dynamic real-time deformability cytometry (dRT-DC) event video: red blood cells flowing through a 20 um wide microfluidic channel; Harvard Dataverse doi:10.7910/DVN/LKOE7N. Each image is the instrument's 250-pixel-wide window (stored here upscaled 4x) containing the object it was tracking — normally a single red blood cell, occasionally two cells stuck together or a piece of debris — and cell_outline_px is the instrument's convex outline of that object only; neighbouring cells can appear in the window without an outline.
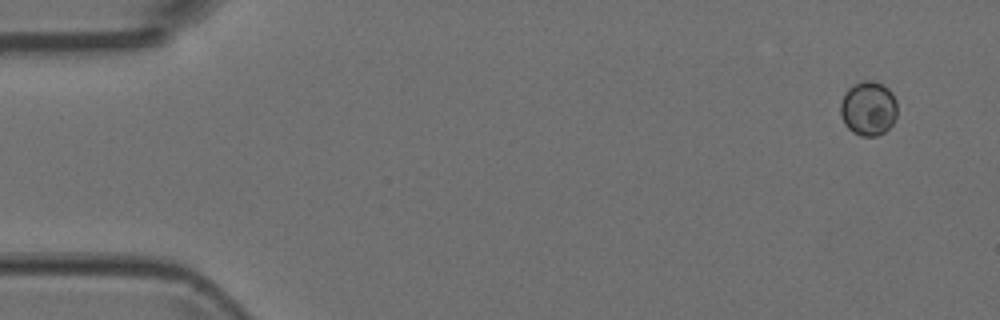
{"species": "Egyptian fruit bat (a non-hibernating species)", "species_latin": "Rousettus aegyptiacus", "temperature_condition": "room temperature", "stored_images_in_passage": 5, "camera_frame_rate_fps": 3000, "um_per_image_px": 0.085, "animal": {"sex": "female"}, "frame": {"image": 1, "passage_image": 1, "time_ms": 0.0, "image_size_px": [1000, 320], "cell_outline_px": [[896, 116], [892, 124], [884, 132], [876, 136], [860, 136], [852, 132], [844, 124], [840, 112], [840, 104], [844, 92], [852, 84], [864, 80], [876, 80], [884, 84], [892, 92], [896, 100]], "centroid_in_image_um": [73.8, 9.19], "position_along_channel_um": 11.2, "area_um2": 18.32}}
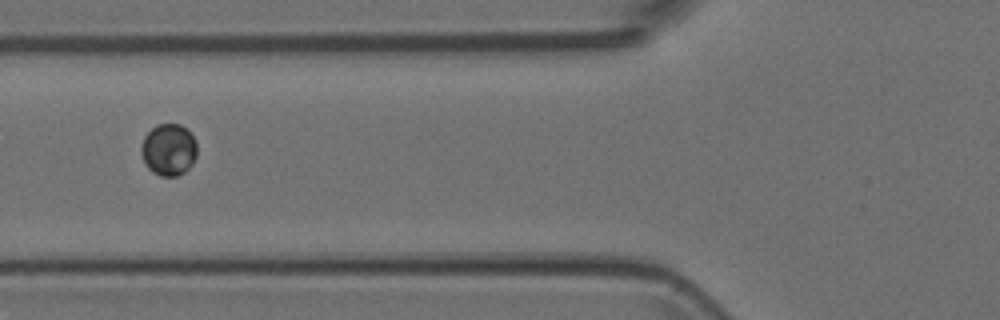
{"frame": {"image": 2, "passage_image": 5, "time_ms": 1.333, "image_size_px": [1000, 320], "cell_outline_px": [[196, 156], [192, 164], [184, 172], [176, 176], [160, 176], [152, 172], [144, 164], [140, 148], [144, 136], [156, 124], [180, 124], [192, 136], [196, 144]], "centroid_in_image_um": [14.3, 12.73], "position_along_channel_um": 111.5, "area_um2": 16.82}}